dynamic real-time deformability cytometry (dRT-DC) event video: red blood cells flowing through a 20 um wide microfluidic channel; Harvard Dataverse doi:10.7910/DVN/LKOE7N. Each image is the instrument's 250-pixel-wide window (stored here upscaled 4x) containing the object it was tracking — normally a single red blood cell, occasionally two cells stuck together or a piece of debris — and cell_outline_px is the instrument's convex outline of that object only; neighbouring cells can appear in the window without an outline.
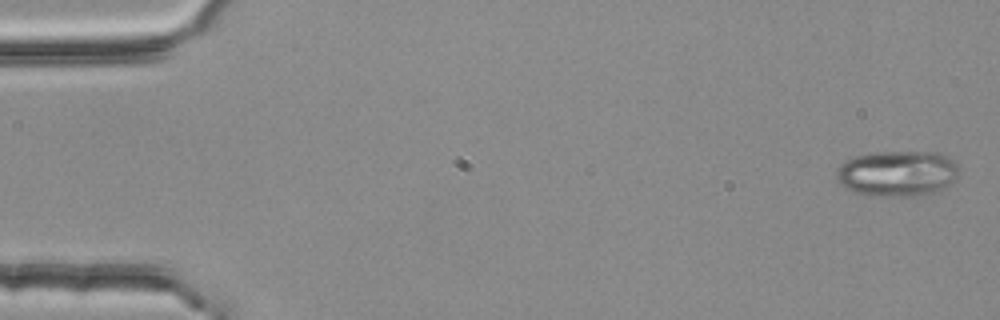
{"species": "common noctule bat (a hibernating species)", "species_latin": "Nyctalus noctula", "temperature_condition": "room temperature", "stored_images_in_passage": 5, "camera_frame_rate_fps": 3000, "um_per_image_px": 0.085, "animal": {"sex": "female", "body_mass_g": 25.1}, "frame": {"image": 1, "passage_image": 1, "time_ms": 0.0, "image_size_px": [1000, 320], "cell_outline_px": [[960, 172], [940, 192], [920, 196], [868, 196], [852, 192], [840, 184], [836, 180], [836, 168], [844, 160], [856, 156], [880, 152], [936, 152], [948, 156], [956, 160], [960, 168]], "centroid_in_image_um": [76.28, 14.76], "position_along_channel_um": 8.7, "area_um2": 33.35}}